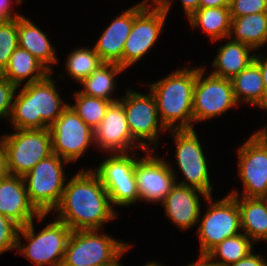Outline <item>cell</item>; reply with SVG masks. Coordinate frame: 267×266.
I'll use <instances>...</instances> for the list:
<instances>
[{"label":"cell","instance_id":"23","mask_svg":"<svg viewBox=\"0 0 267 266\" xmlns=\"http://www.w3.org/2000/svg\"><path fill=\"white\" fill-rule=\"evenodd\" d=\"M49 73L29 51L18 46L10 56L7 67L0 75L17 87H21L20 85L25 80H27L25 84L38 82Z\"/></svg>","mask_w":267,"mask_h":266},{"label":"cell","instance_id":"28","mask_svg":"<svg viewBox=\"0 0 267 266\" xmlns=\"http://www.w3.org/2000/svg\"><path fill=\"white\" fill-rule=\"evenodd\" d=\"M124 70L117 63L104 62L90 76L80 82L83 89L79 92L87 96L103 98L112 103L117 102L120 99L112 96L116 86L115 76Z\"/></svg>","mask_w":267,"mask_h":266},{"label":"cell","instance_id":"41","mask_svg":"<svg viewBox=\"0 0 267 266\" xmlns=\"http://www.w3.org/2000/svg\"><path fill=\"white\" fill-rule=\"evenodd\" d=\"M8 174L6 154L0 139V179L4 178Z\"/></svg>","mask_w":267,"mask_h":266},{"label":"cell","instance_id":"40","mask_svg":"<svg viewBox=\"0 0 267 266\" xmlns=\"http://www.w3.org/2000/svg\"><path fill=\"white\" fill-rule=\"evenodd\" d=\"M230 7V0H199V8Z\"/></svg>","mask_w":267,"mask_h":266},{"label":"cell","instance_id":"1","mask_svg":"<svg viewBox=\"0 0 267 266\" xmlns=\"http://www.w3.org/2000/svg\"><path fill=\"white\" fill-rule=\"evenodd\" d=\"M110 196L93 169H81L66 183L62 198L53 210L72 231L100 229L116 219Z\"/></svg>","mask_w":267,"mask_h":266},{"label":"cell","instance_id":"31","mask_svg":"<svg viewBox=\"0 0 267 266\" xmlns=\"http://www.w3.org/2000/svg\"><path fill=\"white\" fill-rule=\"evenodd\" d=\"M74 96L76 102L70 106L94 130L100 124L107 108L112 102L103 98L87 96L79 91L75 92Z\"/></svg>","mask_w":267,"mask_h":266},{"label":"cell","instance_id":"34","mask_svg":"<svg viewBox=\"0 0 267 266\" xmlns=\"http://www.w3.org/2000/svg\"><path fill=\"white\" fill-rule=\"evenodd\" d=\"M17 89L19 87L0 75V120L3 118L10 119Z\"/></svg>","mask_w":267,"mask_h":266},{"label":"cell","instance_id":"2","mask_svg":"<svg viewBox=\"0 0 267 266\" xmlns=\"http://www.w3.org/2000/svg\"><path fill=\"white\" fill-rule=\"evenodd\" d=\"M55 83L49 73L43 80L25 84L14 96L9 120L14 129H46L57 120L69 104Z\"/></svg>","mask_w":267,"mask_h":266},{"label":"cell","instance_id":"4","mask_svg":"<svg viewBox=\"0 0 267 266\" xmlns=\"http://www.w3.org/2000/svg\"><path fill=\"white\" fill-rule=\"evenodd\" d=\"M34 228L33 220L20 227L16 250L36 266H62L72 230L58 219L51 221L38 233ZM21 237L25 238L27 245H22Z\"/></svg>","mask_w":267,"mask_h":266},{"label":"cell","instance_id":"11","mask_svg":"<svg viewBox=\"0 0 267 266\" xmlns=\"http://www.w3.org/2000/svg\"><path fill=\"white\" fill-rule=\"evenodd\" d=\"M119 102L124 107L133 139L143 148V151L150 149L154 151V148L149 146L154 144L156 147L159 139L158 131L167 132L160 120L154 95L128 89Z\"/></svg>","mask_w":267,"mask_h":266},{"label":"cell","instance_id":"15","mask_svg":"<svg viewBox=\"0 0 267 266\" xmlns=\"http://www.w3.org/2000/svg\"><path fill=\"white\" fill-rule=\"evenodd\" d=\"M145 152L147 157L138 158L135 166L140 201L161 203L175 183H178V178L169 162L153 155L152 150Z\"/></svg>","mask_w":267,"mask_h":266},{"label":"cell","instance_id":"39","mask_svg":"<svg viewBox=\"0 0 267 266\" xmlns=\"http://www.w3.org/2000/svg\"><path fill=\"white\" fill-rule=\"evenodd\" d=\"M254 62L259 66L263 77V83L266 93V110H267V57H263L261 53L255 54Z\"/></svg>","mask_w":267,"mask_h":266},{"label":"cell","instance_id":"20","mask_svg":"<svg viewBox=\"0 0 267 266\" xmlns=\"http://www.w3.org/2000/svg\"><path fill=\"white\" fill-rule=\"evenodd\" d=\"M201 197L206 200L209 196L198 189L175 183L160 204L163 205L168 220L185 231L199 223Z\"/></svg>","mask_w":267,"mask_h":266},{"label":"cell","instance_id":"9","mask_svg":"<svg viewBox=\"0 0 267 266\" xmlns=\"http://www.w3.org/2000/svg\"><path fill=\"white\" fill-rule=\"evenodd\" d=\"M131 155L130 153L111 154L93 170L107 190L112 205L129 207L140 200L135 178L138 158L135 152Z\"/></svg>","mask_w":267,"mask_h":266},{"label":"cell","instance_id":"24","mask_svg":"<svg viewBox=\"0 0 267 266\" xmlns=\"http://www.w3.org/2000/svg\"><path fill=\"white\" fill-rule=\"evenodd\" d=\"M236 101L245 102L266 110V93L262 73L253 61L248 67L235 75L232 79Z\"/></svg>","mask_w":267,"mask_h":266},{"label":"cell","instance_id":"5","mask_svg":"<svg viewBox=\"0 0 267 266\" xmlns=\"http://www.w3.org/2000/svg\"><path fill=\"white\" fill-rule=\"evenodd\" d=\"M62 161L70 164L53 153L23 176L30 202L41 214L52 212L62 198L67 178Z\"/></svg>","mask_w":267,"mask_h":266},{"label":"cell","instance_id":"10","mask_svg":"<svg viewBox=\"0 0 267 266\" xmlns=\"http://www.w3.org/2000/svg\"><path fill=\"white\" fill-rule=\"evenodd\" d=\"M205 67H197V77L193 90V121H205L221 116L228 109L236 107L231 79L213 74L205 76Z\"/></svg>","mask_w":267,"mask_h":266},{"label":"cell","instance_id":"36","mask_svg":"<svg viewBox=\"0 0 267 266\" xmlns=\"http://www.w3.org/2000/svg\"><path fill=\"white\" fill-rule=\"evenodd\" d=\"M173 0H162L158 5L166 12L168 15L170 6ZM182 6L184 7V12L187 18H189L194 12L199 9V0H181Z\"/></svg>","mask_w":267,"mask_h":266},{"label":"cell","instance_id":"7","mask_svg":"<svg viewBox=\"0 0 267 266\" xmlns=\"http://www.w3.org/2000/svg\"><path fill=\"white\" fill-rule=\"evenodd\" d=\"M129 244L116 240L100 229L70 233L62 266H102L114 261Z\"/></svg>","mask_w":267,"mask_h":266},{"label":"cell","instance_id":"43","mask_svg":"<svg viewBox=\"0 0 267 266\" xmlns=\"http://www.w3.org/2000/svg\"><path fill=\"white\" fill-rule=\"evenodd\" d=\"M199 259L187 266H216L207 255H200Z\"/></svg>","mask_w":267,"mask_h":266},{"label":"cell","instance_id":"47","mask_svg":"<svg viewBox=\"0 0 267 266\" xmlns=\"http://www.w3.org/2000/svg\"><path fill=\"white\" fill-rule=\"evenodd\" d=\"M145 266H163L158 262H148L147 264H145Z\"/></svg>","mask_w":267,"mask_h":266},{"label":"cell","instance_id":"14","mask_svg":"<svg viewBox=\"0 0 267 266\" xmlns=\"http://www.w3.org/2000/svg\"><path fill=\"white\" fill-rule=\"evenodd\" d=\"M167 18L166 12L156 4H148L135 18L130 34L125 42L122 56V68L134 65L155 46L163 32Z\"/></svg>","mask_w":267,"mask_h":266},{"label":"cell","instance_id":"6","mask_svg":"<svg viewBox=\"0 0 267 266\" xmlns=\"http://www.w3.org/2000/svg\"><path fill=\"white\" fill-rule=\"evenodd\" d=\"M1 143L11 175L23 177L38 162L53 154L48 128L14 129L11 134L1 136Z\"/></svg>","mask_w":267,"mask_h":266},{"label":"cell","instance_id":"35","mask_svg":"<svg viewBox=\"0 0 267 266\" xmlns=\"http://www.w3.org/2000/svg\"><path fill=\"white\" fill-rule=\"evenodd\" d=\"M231 16L267 12V0H230Z\"/></svg>","mask_w":267,"mask_h":266},{"label":"cell","instance_id":"19","mask_svg":"<svg viewBox=\"0 0 267 266\" xmlns=\"http://www.w3.org/2000/svg\"><path fill=\"white\" fill-rule=\"evenodd\" d=\"M147 5L144 1H140L128 8L117 16L101 34L96 44H94V49L103 62L117 63L122 67L123 49L130 34L134 18Z\"/></svg>","mask_w":267,"mask_h":266},{"label":"cell","instance_id":"17","mask_svg":"<svg viewBox=\"0 0 267 266\" xmlns=\"http://www.w3.org/2000/svg\"><path fill=\"white\" fill-rule=\"evenodd\" d=\"M93 143L109 154L129 153V151L131 153V149L132 152H136L139 148L143 149L133 139L124 107L119 101L109 105L100 124L93 130Z\"/></svg>","mask_w":267,"mask_h":266},{"label":"cell","instance_id":"13","mask_svg":"<svg viewBox=\"0 0 267 266\" xmlns=\"http://www.w3.org/2000/svg\"><path fill=\"white\" fill-rule=\"evenodd\" d=\"M48 129L52 152L69 162L78 160L91 144L94 145L93 129L77 115L70 104Z\"/></svg>","mask_w":267,"mask_h":266},{"label":"cell","instance_id":"37","mask_svg":"<svg viewBox=\"0 0 267 266\" xmlns=\"http://www.w3.org/2000/svg\"><path fill=\"white\" fill-rule=\"evenodd\" d=\"M16 1V4H21L23 0H0V22H6L22 16L21 13L13 14L11 2Z\"/></svg>","mask_w":267,"mask_h":266},{"label":"cell","instance_id":"18","mask_svg":"<svg viewBox=\"0 0 267 266\" xmlns=\"http://www.w3.org/2000/svg\"><path fill=\"white\" fill-rule=\"evenodd\" d=\"M0 214L20 227L35 219L37 222L43 221L48 215L41 214L30 202L23 177L11 174L0 179Z\"/></svg>","mask_w":267,"mask_h":266},{"label":"cell","instance_id":"26","mask_svg":"<svg viewBox=\"0 0 267 266\" xmlns=\"http://www.w3.org/2000/svg\"><path fill=\"white\" fill-rule=\"evenodd\" d=\"M240 210L241 230L254 244L267 239V210L260 198L234 196Z\"/></svg>","mask_w":267,"mask_h":266},{"label":"cell","instance_id":"8","mask_svg":"<svg viewBox=\"0 0 267 266\" xmlns=\"http://www.w3.org/2000/svg\"><path fill=\"white\" fill-rule=\"evenodd\" d=\"M213 200L212 196L206 198L208 210L198 220L201 221L197 229L200 255H207L226 238L241 233L240 210L236 198L228 194L218 201Z\"/></svg>","mask_w":267,"mask_h":266},{"label":"cell","instance_id":"22","mask_svg":"<svg viewBox=\"0 0 267 266\" xmlns=\"http://www.w3.org/2000/svg\"><path fill=\"white\" fill-rule=\"evenodd\" d=\"M228 40L218 48V53L212 62L214 71H211V74L232 79L254 61L255 54L249 45L230 38Z\"/></svg>","mask_w":267,"mask_h":266},{"label":"cell","instance_id":"30","mask_svg":"<svg viewBox=\"0 0 267 266\" xmlns=\"http://www.w3.org/2000/svg\"><path fill=\"white\" fill-rule=\"evenodd\" d=\"M103 63L94 47L91 49L89 47L74 49L69 53L65 62L69 77L79 83L90 76Z\"/></svg>","mask_w":267,"mask_h":266},{"label":"cell","instance_id":"38","mask_svg":"<svg viewBox=\"0 0 267 266\" xmlns=\"http://www.w3.org/2000/svg\"><path fill=\"white\" fill-rule=\"evenodd\" d=\"M229 266H267V260L261 254H254L252 251L245 258Z\"/></svg>","mask_w":267,"mask_h":266},{"label":"cell","instance_id":"29","mask_svg":"<svg viewBox=\"0 0 267 266\" xmlns=\"http://www.w3.org/2000/svg\"><path fill=\"white\" fill-rule=\"evenodd\" d=\"M253 243L246 234L241 232L226 238L214 247L207 256L216 266H229L248 256L253 250ZM216 257H220L221 260H216Z\"/></svg>","mask_w":267,"mask_h":266},{"label":"cell","instance_id":"3","mask_svg":"<svg viewBox=\"0 0 267 266\" xmlns=\"http://www.w3.org/2000/svg\"><path fill=\"white\" fill-rule=\"evenodd\" d=\"M196 77L197 67L180 68L148 86L167 130L194 129L193 90Z\"/></svg>","mask_w":267,"mask_h":266},{"label":"cell","instance_id":"42","mask_svg":"<svg viewBox=\"0 0 267 266\" xmlns=\"http://www.w3.org/2000/svg\"><path fill=\"white\" fill-rule=\"evenodd\" d=\"M256 141H258L263 147L267 148V124L265 128L259 129L251 135Z\"/></svg>","mask_w":267,"mask_h":266},{"label":"cell","instance_id":"33","mask_svg":"<svg viewBox=\"0 0 267 266\" xmlns=\"http://www.w3.org/2000/svg\"><path fill=\"white\" fill-rule=\"evenodd\" d=\"M19 229L20 226L12 219L0 214V255L16 249Z\"/></svg>","mask_w":267,"mask_h":266},{"label":"cell","instance_id":"46","mask_svg":"<svg viewBox=\"0 0 267 266\" xmlns=\"http://www.w3.org/2000/svg\"><path fill=\"white\" fill-rule=\"evenodd\" d=\"M143 1L145 2V4H148L149 2L151 3V1H152L151 4L158 5L162 0H151V1H149V0H143Z\"/></svg>","mask_w":267,"mask_h":266},{"label":"cell","instance_id":"32","mask_svg":"<svg viewBox=\"0 0 267 266\" xmlns=\"http://www.w3.org/2000/svg\"><path fill=\"white\" fill-rule=\"evenodd\" d=\"M17 47V18L0 22V74L7 67L10 56Z\"/></svg>","mask_w":267,"mask_h":266},{"label":"cell","instance_id":"25","mask_svg":"<svg viewBox=\"0 0 267 266\" xmlns=\"http://www.w3.org/2000/svg\"><path fill=\"white\" fill-rule=\"evenodd\" d=\"M231 29L228 38L239 41L258 51L267 43V12L245 16H231Z\"/></svg>","mask_w":267,"mask_h":266},{"label":"cell","instance_id":"44","mask_svg":"<svg viewBox=\"0 0 267 266\" xmlns=\"http://www.w3.org/2000/svg\"><path fill=\"white\" fill-rule=\"evenodd\" d=\"M131 245H129L114 261L108 263V264H105V265H102V266H123L120 264L119 260L120 258L122 257V255L127 252L128 249H130Z\"/></svg>","mask_w":267,"mask_h":266},{"label":"cell","instance_id":"21","mask_svg":"<svg viewBox=\"0 0 267 266\" xmlns=\"http://www.w3.org/2000/svg\"><path fill=\"white\" fill-rule=\"evenodd\" d=\"M18 46L29 51L50 73L51 65L58 63L55 47L47 35L24 15L17 18Z\"/></svg>","mask_w":267,"mask_h":266},{"label":"cell","instance_id":"45","mask_svg":"<svg viewBox=\"0 0 267 266\" xmlns=\"http://www.w3.org/2000/svg\"><path fill=\"white\" fill-rule=\"evenodd\" d=\"M260 199L262 200V202L264 203L266 210H267V192L265 195L261 196Z\"/></svg>","mask_w":267,"mask_h":266},{"label":"cell","instance_id":"12","mask_svg":"<svg viewBox=\"0 0 267 266\" xmlns=\"http://www.w3.org/2000/svg\"><path fill=\"white\" fill-rule=\"evenodd\" d=\"M176 143L175 157L181 174L179 185L198 189L212 196L209 169L202 145L194 129L170 130Z\"/></svg>","mask_w":267,"mask_h":266},{"label":"cell","instance_id":"27","mask_svg":"<svg viewBox=\"0 0 267 266\" xmlns=\"http://www.w3.org/2000/svg\"><path fill=\"white\" fill-rule=\"evenodd\" d=\"M190 26L202 28L212 42L228 38L231 29L230 7L199 8L189 18Z\"/></svg>","mask_w":267,"mask_h":266},{"label":"cell","instance_id":"16","mask_svg":"<svg viewBox=\"0 0 267 266\" xmlns=\"http://www.w3.org/2000/svg\"><path fill=\"white\" fill-rule=\"evenodd\" d=\"M238 174L244 190L234 189L229 195L260 198L267 192V148L252 136L238 148Z\"/></svg>","mask_w":267,"mask_h":266}]
</instances>
